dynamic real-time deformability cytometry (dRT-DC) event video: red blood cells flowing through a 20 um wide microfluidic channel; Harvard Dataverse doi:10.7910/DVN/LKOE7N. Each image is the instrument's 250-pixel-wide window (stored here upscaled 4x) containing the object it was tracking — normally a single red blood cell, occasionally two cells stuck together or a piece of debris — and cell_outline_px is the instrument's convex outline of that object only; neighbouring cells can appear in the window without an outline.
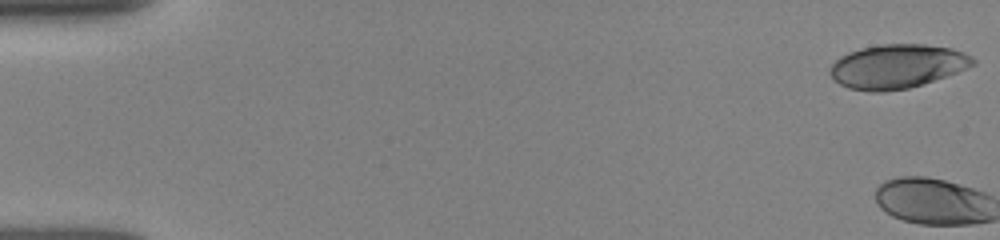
{"species": "human", "species_latin": "Homo sapiens", "temperature_condition": "room temperature", "stored_images_in_passage": 3, "camera_frame_rate_fps": 3000, "um_per_image_px": 0.085, "donor": {"sex": "female"}, "frame": {"image": 1, "passage_image": 1, "time_ms": 0.0, "image_size_px": [1000, 240], "cell_outline_px": [[976, 64], [956, 72], [924, 84], [908, 88], [884, 92], [868, 92], [848, 88], [840, 84], [828, 72], [828, 68], [840, 56], [848, 52], [860, 48], [880, 44], [924, 44], [952, 48], [964, 52], [972, 56], [976, 60]], "centroid_in_image_um": [76.25, 5.64], "position_along_channel_um": 8.8, "area_um2": 36.88}}